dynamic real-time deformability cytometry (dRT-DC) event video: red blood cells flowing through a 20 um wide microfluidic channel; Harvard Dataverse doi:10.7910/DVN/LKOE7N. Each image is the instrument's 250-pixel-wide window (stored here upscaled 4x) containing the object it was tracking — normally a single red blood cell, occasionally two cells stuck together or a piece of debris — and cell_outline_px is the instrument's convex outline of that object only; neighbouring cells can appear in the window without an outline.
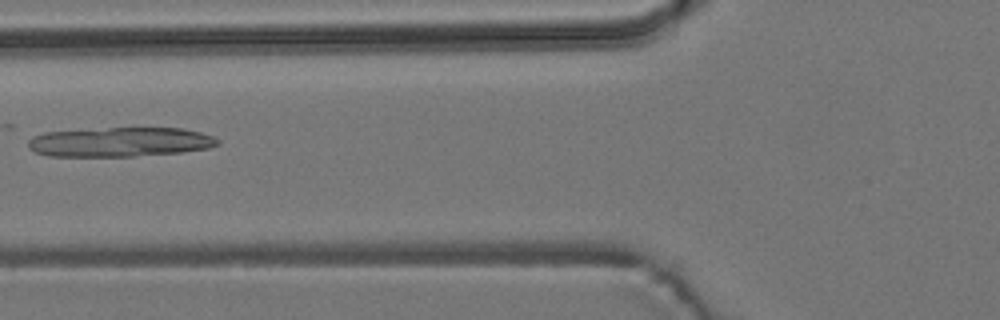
{"species": "common noctule bat (a hibernating species)", "species_latin": "Nyctalus noctula", "temperature_condition": "room temperature", "stored_images_in_passage": 6, "camera_frame_rate_fps": 3000, "um_per_image_px": 0.085, "animal": {"sex": "male", "body_mass_g": 19.2, "forearm_length_mm": 51.8}, "frame": {"image": 1, "passage_image": 5, "time_ms": 6.333, "image_size_px": [1000, 320], "cell_outline_px": [[220, 144], [208, 148], [180, 152], [136, 156], [48, 156], [36, 152], [28, 148], [28, 140], [32, 136], [44, 132], [108, 128], [184, 128], [200, 132], [212, 136], [220, 140]], "centroid_in_image_um": [10.2, 12.07], "position_along_channel_um": 115.6, "area_um2": 32.54}}
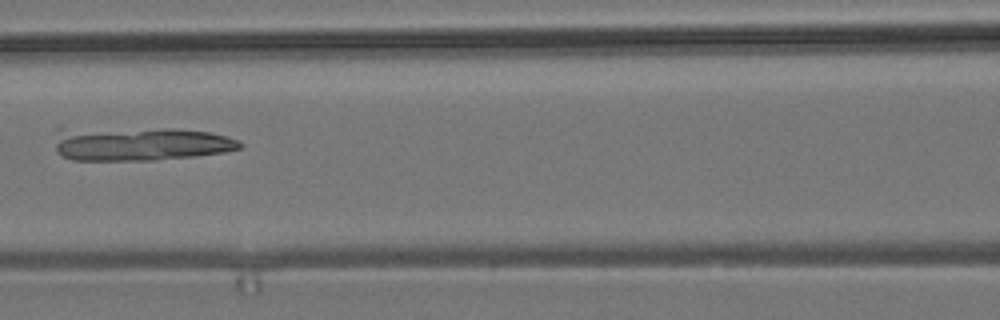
{"frame": {"image": 2, "passage_image": 6, "time_ms": 7.333, "image_size_px": [1000, 320], "cell_outline_px": [[244, 144], [240, 148], [224, 152], [196, 156], [156, 160], [72, 160], [56, 152], [56, 128], [60, 124], [172, 128], [208, 132], [228, 136], [240, 140]], "centroid_in_image_um": [11.72, 12.14], "position_along_channel_um": 154.9, "area_um2": 38.67}}